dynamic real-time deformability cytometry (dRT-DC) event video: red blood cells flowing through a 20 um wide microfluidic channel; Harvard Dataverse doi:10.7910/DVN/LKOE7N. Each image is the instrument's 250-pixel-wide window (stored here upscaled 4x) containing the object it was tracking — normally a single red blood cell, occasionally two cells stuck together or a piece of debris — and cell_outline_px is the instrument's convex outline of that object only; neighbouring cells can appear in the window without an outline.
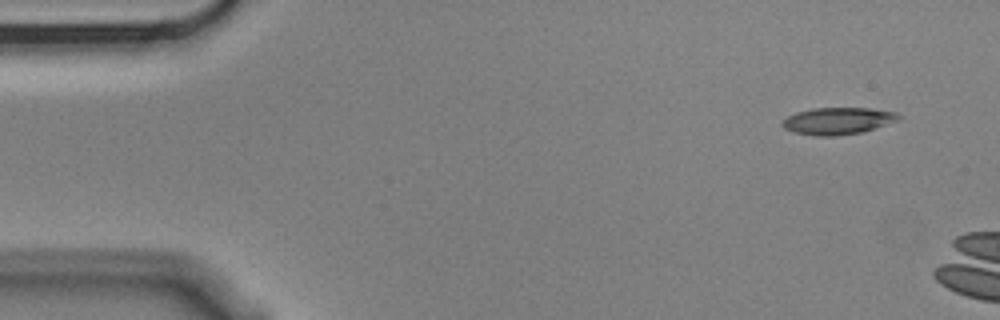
{"species": "Egyptian fruit bat (a non-hibernating species)", "species_latin": "Rousettus aegyptiacus", "temperature_condition": "cold", "stored_images_in_passage": 2, "camera_frame_rate_fps": 3000, "um_per_image_px": 0.085, "animal": {"sex": "male"}, "frame": {"image": 1, "passage_image": 1, "time_ms": 0.0, "image_size_px": [1000, 320], "cell_outline_px": [[904, 116], [900, 120], [864, 132], [836, 136], [816, 136], [792, 132], [784, 128], [780, 124], [788, 116], [796, 112], [812, 108], [872, 108], [896, 112]], "centroid_in_image_um": [71.26, 10.28], "position_along_channel_um": 13.7, "area_um2": 18.61}}